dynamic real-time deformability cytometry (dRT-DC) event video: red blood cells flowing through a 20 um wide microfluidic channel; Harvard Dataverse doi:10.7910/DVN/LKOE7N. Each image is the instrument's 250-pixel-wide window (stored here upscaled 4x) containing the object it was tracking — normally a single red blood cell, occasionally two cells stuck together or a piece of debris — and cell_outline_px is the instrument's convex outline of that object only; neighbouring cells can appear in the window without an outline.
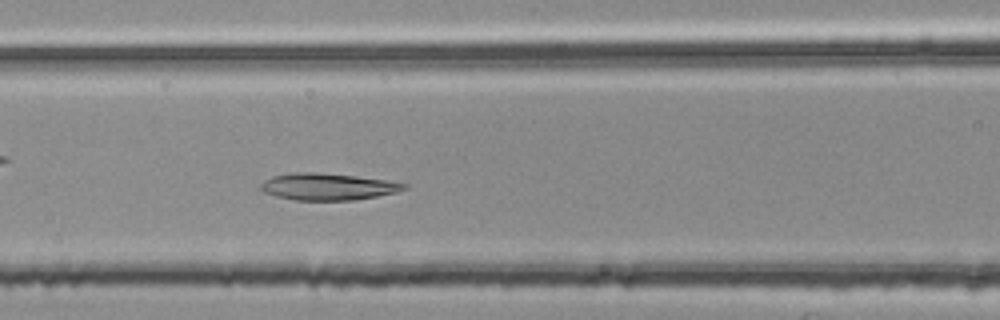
{"species": "common noctule bat (a hibernating species)", "species_latin": "Nyctalus noctula", "temperature_condition": "room temperature", "stored_images_in_passage": 37, "camera_frame_rate_fps": 3000, "um_per_image_px": 0.085, "animal": {"sex": "female", "body_mass_g": 25.1}, "frame": {"image": 1, "passage_image": 9, "time_ms": 2.667, "image_size_px": [1000, 320], "cell_outline_px": [[408, 188], [396, 192], [376, 196], [352, 200], [292, 200], [276, 196], [264, 192], [260, 188], [260, 184], [264, 180], [272, 176], [292, 172], [320, 172], [356, 176], [384, 180], [408, 184]], "centroid_in_image_um": [27.82, 15.86], "position_along_channel_um": 138.8, "area_um2": 22.43}}
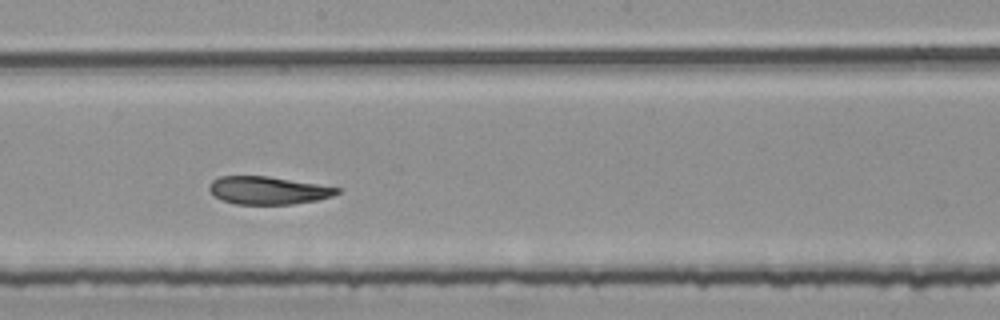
{"frame": {"image": 2, "passage_image": 16, "time_ms": 5.0, "image_size_px": [1000, 320], "cell_outline_px": [[340, 192], [332, 196], [316, 200], [292, 204], [236, 204], [220, 200], [208, 188], [208, 184], [212, 180], [220, 176], [268, 176], [340, 188]], "centroid_in_image_um": [22.75, 16.18], "position_along_channel_um": 225.5, "area_um2": 20.58}}
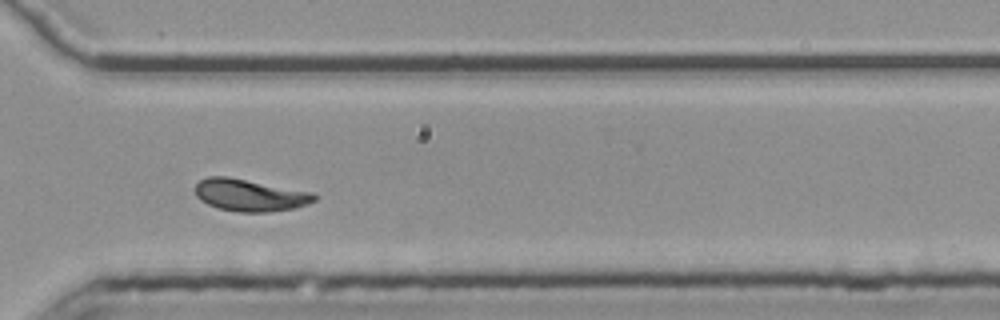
{"frame": {"image": 3, "passage_image": 26, "time_ms": 8.333, "image_size_px": [1000, 320], "cell_outline_px": [[316, 200], [308, 204], [296, 208], [268, 212], [236, 212], [216, 208], [200, 200], [196, 196], [196, 184], [200, 180], [208, 176], [228, 176], [312, 192], [316, 196]], "centroid_in_image_um": [21.23, 16.59], "position_along_channel_um": 349.4, "area_um2": 22.43}, "authors_computed_cell_mechanics": {"area_um2": 21.5594, "velocity_mm_per_s": 3.7308, "shape_relaxation_time_tau1_ms": null, "shape_relaxation_time_tau2_ms": 2.1341, "deformation_change_tau1": null, "deformation_change_tau2": 0.0674}}